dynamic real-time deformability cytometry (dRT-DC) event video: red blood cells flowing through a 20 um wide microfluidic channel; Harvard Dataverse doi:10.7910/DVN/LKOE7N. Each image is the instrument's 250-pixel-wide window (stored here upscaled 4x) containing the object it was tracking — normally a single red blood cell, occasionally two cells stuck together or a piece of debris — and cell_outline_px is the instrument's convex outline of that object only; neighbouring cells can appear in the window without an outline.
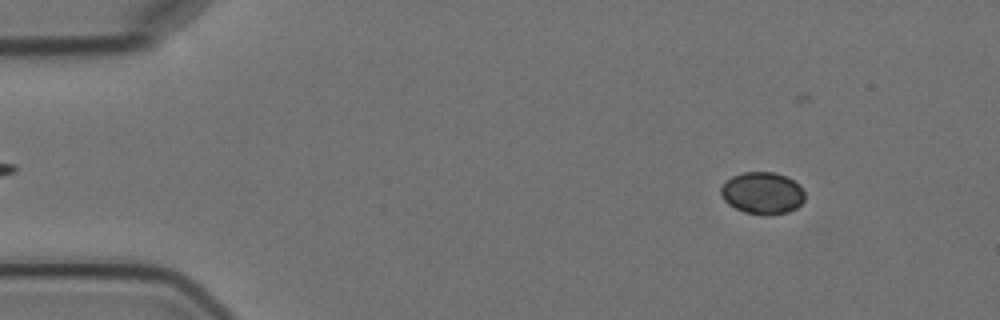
{"species": "Egyptian fruit bat (a non-hibernating species)", "species_latin": "Rousettus aegyptiacus", "temperature_condition": "cold", "stored_images_in_passage": 6, "camera_frame_rate_fps": 3000, "um_per_image_px": 0.085, "animal": {"sex": "female"}, "frame": {"image": 1, "passage_image": 2, "time_ms": 1.0, "image_size_px": [1000, 320], "cell_outline_px": [[804, 200], [796, 208], [788, 212], [744, 212], [728, 204], [724, 200], [720, 192], [720, 188], [732, 176], [744, 172], [772, 172], [784, 176], [800, 184], [804, 192]], "centroid_in_image_um": [64.8, 16.37], "position_along_channel_um": 20.2, "area_um2": 19.88}}
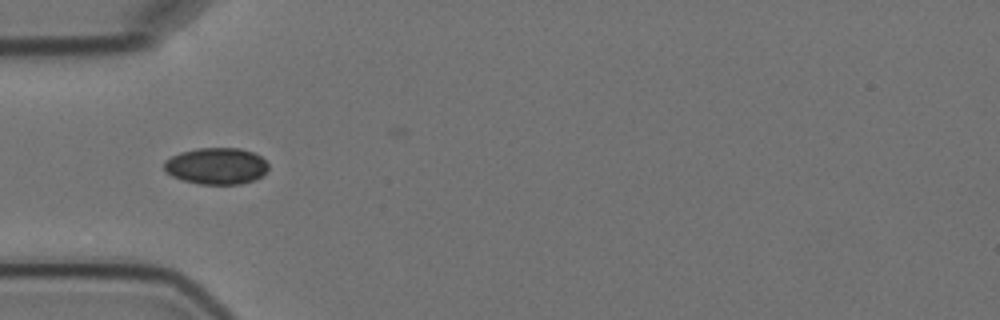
{"frame": {"image": 2, "passage_image": 5, "time_ms": 4.667, "image_size_px": [1000, 320], "cell_outline_px": [[268, 168], [256, 180], [240, 184], [200, 184], [184, 180], [172, 176], [164, 168], [164, 160], [180, 152], [196, 148], [240, 148], [252, 152], [260, 156], [268, 164]], "centroid_in_image_um": [18.39, 14.1], "position_along_channel_um": 66.6, "area_um2": 22.14}}
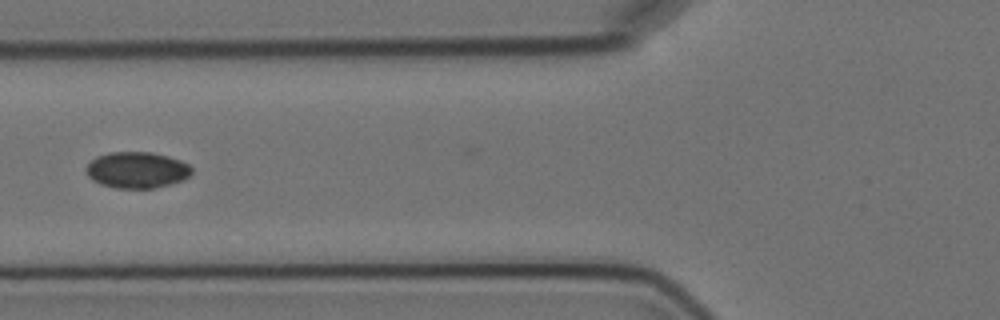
{"frame": {"image": 3, "passage_image": 6, "time_ms": 6.0, "image_size_px": [1000, 320], "cell_outline_px": [[192, 172], [184, 180], [152, 188], [116, 188], [100, 184], [92, 180], [84, 172], [84, 168], [96, 156], [108, 152], [152, 152], [168, 156], [180, 160], [188, 164], [192, 168]], "centroid_in_image_um": [11.6, 14.44], "position_along_channel_um": 114.2, "area_um2": 22.43}}